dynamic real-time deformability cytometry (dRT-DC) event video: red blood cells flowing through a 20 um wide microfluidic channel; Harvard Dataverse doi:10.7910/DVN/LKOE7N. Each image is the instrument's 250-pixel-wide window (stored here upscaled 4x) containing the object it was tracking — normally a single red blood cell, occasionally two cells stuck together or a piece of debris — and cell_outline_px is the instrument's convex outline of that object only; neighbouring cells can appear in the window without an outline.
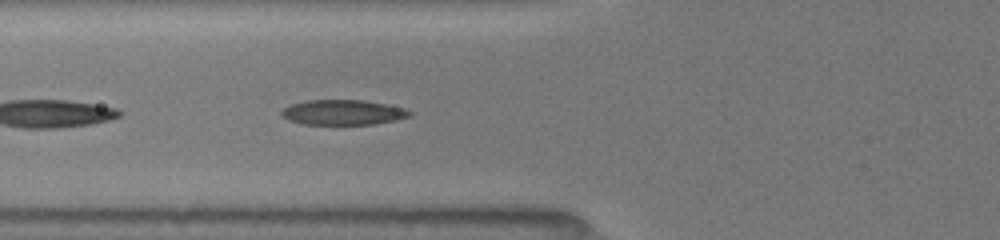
{"species": "common noctule bat (a hibernating species)", "species_latin": "Nyctalus noctula", "temperature_condition": "room temperature", "stored_images_in_passage": 11, "camera_frame_rate_fps": 3000, "um_per_image_px": 0.085, "animal": {"sex": "female", "body_mass_g": 19.5, "forearm_length_mm": 54.1}, "frame": {"image": 1, "passage_image": 11, "time_ms": 5.667, "image_size_px": [1000, 240], "cell_outline_px": [[412, 116], [396, 120], [372, 124], [304, 124], [288, 120], [280, 116], [280, 112], [284, 108], [292, 104], [308, 100], [364, 100], [404, 108], [412, 112]], "centroid_in_image_um": [29.14, 9.55], "position_along_channel_um": 96.7, "area_um2": 18.67}}